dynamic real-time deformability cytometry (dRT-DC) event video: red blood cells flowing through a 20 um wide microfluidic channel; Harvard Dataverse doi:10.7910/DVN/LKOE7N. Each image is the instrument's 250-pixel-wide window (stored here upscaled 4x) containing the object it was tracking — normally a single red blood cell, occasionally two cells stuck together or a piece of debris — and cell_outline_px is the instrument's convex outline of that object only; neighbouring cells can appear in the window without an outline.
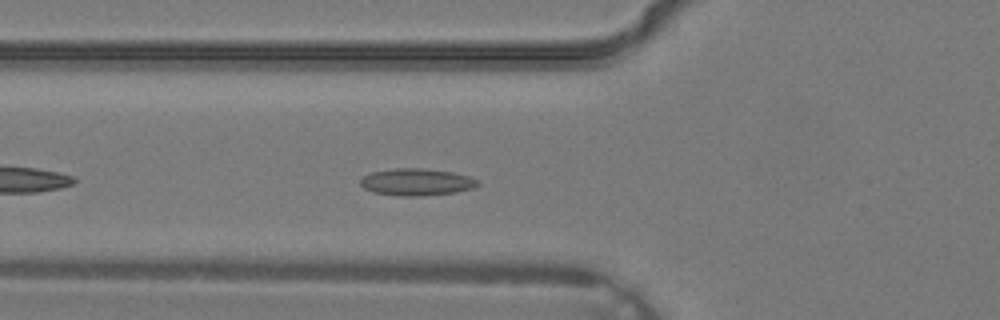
{"species": "common noctule bat (a hibernating species)", "species_latin": "Nyctalus noctula", "temperature_condition": "warm", "stored_images_in_passage": 28, "camera_frame_rate_fps": 3000, "um_per_image_px": 0.085, "animal": {"sex": "male", "body_mass_g": 19.2, "forearm_length_mm": 51.8}, "frame": {"image": 1, "passage_image": 4, "time_ms": 1.0, "image_size_px": [1000, 320], "cell_outline_px": [[480, 184], [472, 188], [456, 192], [424, 196], [400, 196], [372, 192], [364, 188], [360, 184], [360, 180], [364, 176], [372, 172], [396, 168], [424, 168], [452, 172], [468, 176], [480, 180]], "centroid_in_image_um": [35.42, 15.48], "position_along_channel_um": 90.4, "area_um2": 18.55}}
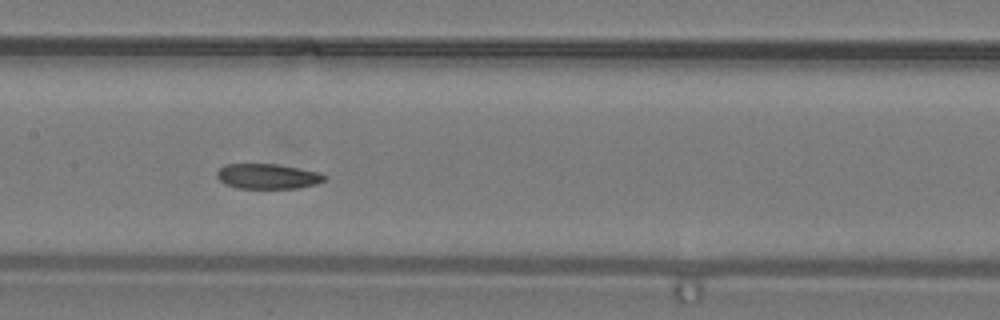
{"frame": {"image": 2, "passage_image": 9, "time_ms": 2.667, "image_size_px": [1000, 320], "cell_outline_px": [[328, 176], [324, 180], [316, 184], [300, 188], [236, 188], [224, 184], [216, 176], [216, 172], [224, 164], [276, 164], [320, 172]], "centroid_in_image_um": [22.75, 14.99], "position_along_channel_um": 184.7, "area_um2": 15.84}}
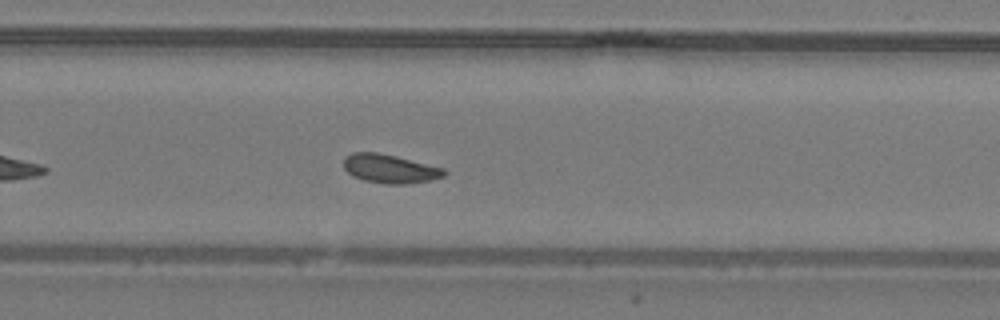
{"frame": {"image": 3, "passage_image": 15, "time_ms": 4.667, "image_size_px": [1000, 320], "cell_outline_px": [[448, 172], [444, 176], [432, 180], [404, 184], [388, 184], [364, 180], [352, 176], [344, 168], [344, 156], [352, 152], [376, 152], [396, 156], [444, 168]], "centroid_in_image_um": [33.14, 14.34], "position_along_channel_um": 296.7, "area_um2": 16.88}}